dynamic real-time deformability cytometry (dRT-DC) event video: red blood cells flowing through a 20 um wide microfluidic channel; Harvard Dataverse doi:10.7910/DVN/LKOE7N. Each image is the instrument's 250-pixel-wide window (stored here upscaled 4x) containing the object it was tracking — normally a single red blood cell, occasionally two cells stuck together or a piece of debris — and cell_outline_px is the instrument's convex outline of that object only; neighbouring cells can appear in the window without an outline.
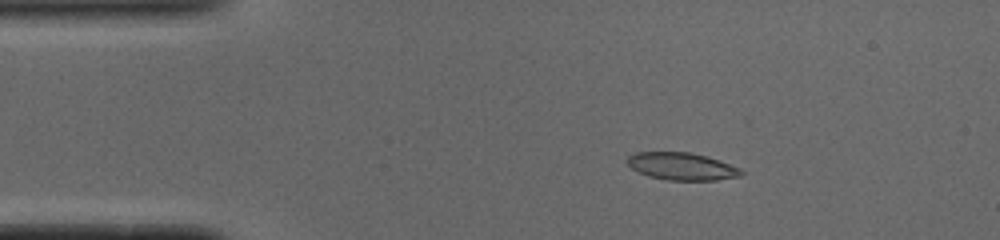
{"species": "common noctule bat (a hibernating species)", "species_latin": "Nyctalus noctula", "temperature_condition": "cold", "stored_images_in_passage": 44, "camera_frame_rate_fps": 3000, "um_per_image_px": 0.085, "animal": {"sex": "male", "body_mass_g": 19.0, "forearm_length_mm": 50.8}, "frame": {"image": 1, "passage_image": 2, "time_ms": 0.333, "image_size_px": [1000, 240], "cell_outline_px": [[744, 172], [740, 176], [716, 180], [668, 180], [648, 176], [632, 168], [628, 164], [628, 156], [636, 152], [688, 152], [720, 160], [740, 168]], "centroid_in_image_um": [57.97, 14.14], "position_along_channel_um": 27.0, "area_um2": 18.03}}
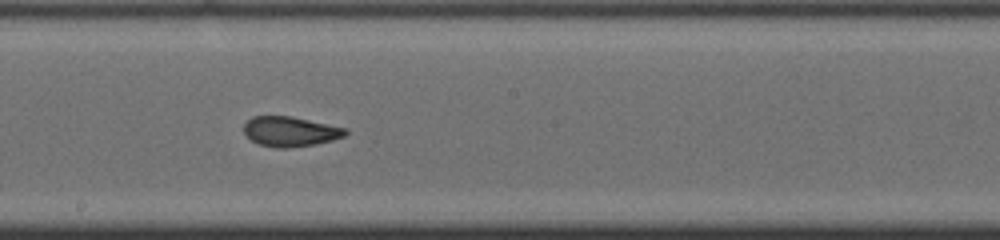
{"frame": {"image": 2, "passage_image": 21, "time_ms": 6.667, "image_size_px": [1000, 240], "cell_outline_px": [[348, 132], [344, 136], [332, 140], [312, 144], [288, 148], [276, 148], [260, 144], [252, 140], [244, 132], [244, 124], [252, 116], [292, 116], [348, 128]], "centroid_in_image_um": [24.69, 11.16], "position_along_channel_um": 223.5, "area_um2": 17.63}}
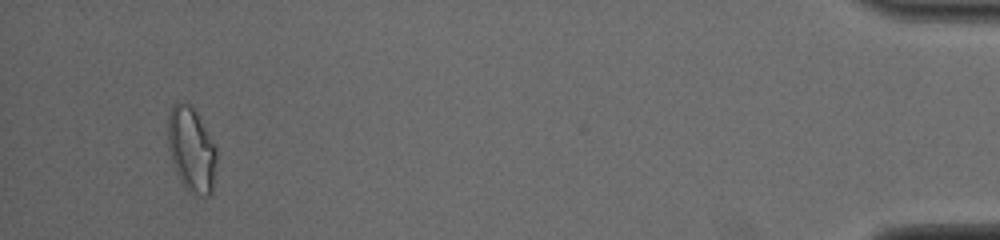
{"frame": {"image": 3, "passage_image": 42, "time_ms": 13.667, "image_size_px": [1000, 240], "cell_outline_px": [[216, 160], [212, 192], [208, 196], [200, 196], [188, 192], [184, 188], [176, 172], [168, 148], [168, 112], [172, 104], [176, 100], [180, 100], [192, 104], [216, 148]], "centroid_in_image_um": [16.25, 12.68], "position_along_channel_um": 419.0, "area_um2": 24.33}, "authors_computed_cell_mechanics": {"area_um2": 18.4093, "velocity_mm_per_s": 3.9146, "shape_relaxation_time_tau1_ms": 11.381, "shape_relaxation_time_tau2_ms": 1.2206, "deformation_change_tau1": 0.2594, "deformation_change_tau2": 0.0632}}